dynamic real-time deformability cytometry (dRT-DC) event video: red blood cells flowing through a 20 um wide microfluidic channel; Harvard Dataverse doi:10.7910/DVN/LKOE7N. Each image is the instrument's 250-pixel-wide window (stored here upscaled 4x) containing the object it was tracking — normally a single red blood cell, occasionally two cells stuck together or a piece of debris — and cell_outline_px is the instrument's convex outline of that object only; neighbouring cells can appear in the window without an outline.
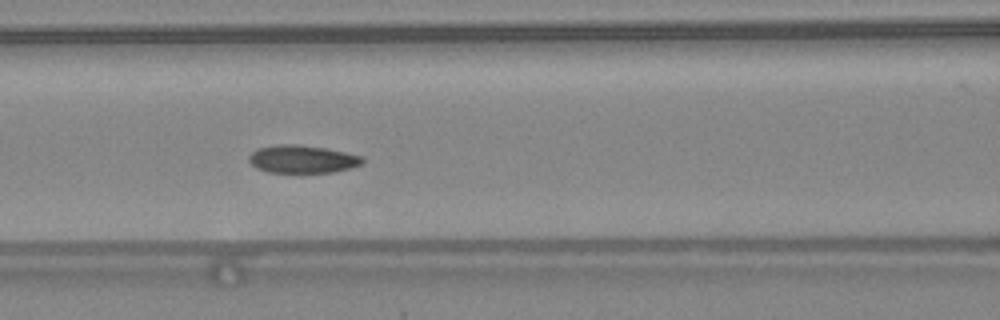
{"species": "common noctule bat (a hibernating species)", "species_latin": "Nyctalus noctula", "temperature_condition": "warm", "stored_images_in_passage": 49, "camera_frame_rate_fps": 3000, "um_per_image_px": 0.085, "animal": {"sex": "female", "body_mass_g": 24.6, "forearm_length_mm": 56.2}, "frame": {"image": 1, "passage_image": 22, "time_ms": 7.0, "image_size_px": [1000, 320], "cell_outline_px": [[364, 164], [352, 168], [332, 172], [268, 172], [256, 168], [248, 160], [248, 156], [252, 152], [260, 148], [280, 144], [296, 144], [324, 148], [364, 156]], "centroid_in_image_um": [25.73, 13.53], "position_along_channel_um": 140.9, "area_um2": 18.38}, "authors_computed_cell_mechanics": {"area_um2": 18.207, "velocity_mm_per_s": 4.3412, "shape_relaxation_time_tau1_ms": 3.1311, "shape_relaxation_time_tau2_ms": 2.8752, "deformation_change_tau1": 0.0913, "deformation_change_tau2": 0.0684}}